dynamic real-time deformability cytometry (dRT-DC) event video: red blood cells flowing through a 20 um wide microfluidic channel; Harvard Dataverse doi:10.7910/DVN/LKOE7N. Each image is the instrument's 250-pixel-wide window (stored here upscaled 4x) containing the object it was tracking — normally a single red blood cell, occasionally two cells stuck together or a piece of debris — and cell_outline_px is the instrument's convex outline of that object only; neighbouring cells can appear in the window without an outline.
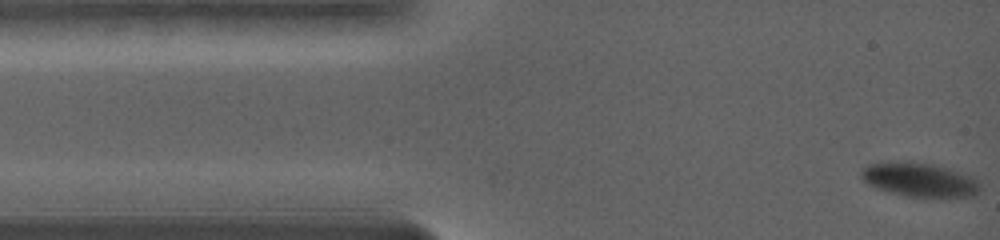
{"species": "common noctule bat (a hibernating species)", "species_latin": "Nyctalus noctula", "temperature_condition": "warm", "stored_images_in_passage": 55, "camera_frame_rate_fps": 5000, "um_per_image_px": 0.085, "animal": {"sex": "female", "body_mass_g": 19.0, "forearm_length_mm": 56.7}, "frame": {"image": 1, "passage_image": 1, "time_ms": 0.0, "image_size_px": [1000, 240], "cell_outline_px": [[976, 192], [968, 196], [940, 200], [904, 196], [868, 184], [864, 180], [864, 168], [872, 164], [908, 164], [936, 168], [972, 180], [976, 188]], "centroid_in_image_um": [78.07, 15.42], "position_along_channel_um": 6.9, "area_um2": 21.04}}
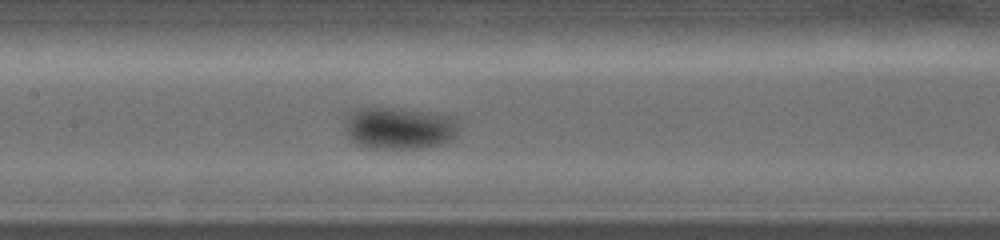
{"frame": {"image": 2, "passage_image": 25, "time_ms": 6.8, "image_size_px": [1000, 240], "cell_outline_px": [[452, 140], [444, 144], [428, 148], [368, 148], [356, 144], [352, 140], [352, 124], [356, 116], [360, 112], [392, 112], [428, 120], [440, 124], [448, 132]], "centroid_in_image_um": [33.73, 11.17], "position_along_channel_um": 173.7, "area_um2": 21.27}}
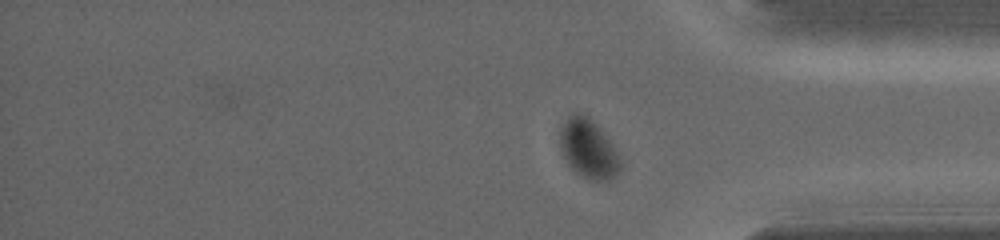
{"frame": {"image": 3, "passage_image": 48, "time_ms": 13.0, "image_size_px": [1000, 240], "cell_outline_px": [[620, 168], [608, 180], [588, 180], [580, 176], [568, 164], [560, 148], [560, 132], [564, 124], [572, 116], [580, 116], [588, 120], [608, 140], [616, 152], [620, 160]], "centroid_in_image_um": [49.98, 12.77], "position_along_channel_um": 385.2, "area_um2": 19.25}, "authors_computed_cell_mechanics": {"area_um2": 21.0392, "velocity_mm_per_s": 3.5217, "shape_relaxation_time_tau1_ms": 4.3066, "shape_relaxation_time_tau2_ms": null, "deformation_change_tau1": 0.1488, "deformation_change_tau2": null}}